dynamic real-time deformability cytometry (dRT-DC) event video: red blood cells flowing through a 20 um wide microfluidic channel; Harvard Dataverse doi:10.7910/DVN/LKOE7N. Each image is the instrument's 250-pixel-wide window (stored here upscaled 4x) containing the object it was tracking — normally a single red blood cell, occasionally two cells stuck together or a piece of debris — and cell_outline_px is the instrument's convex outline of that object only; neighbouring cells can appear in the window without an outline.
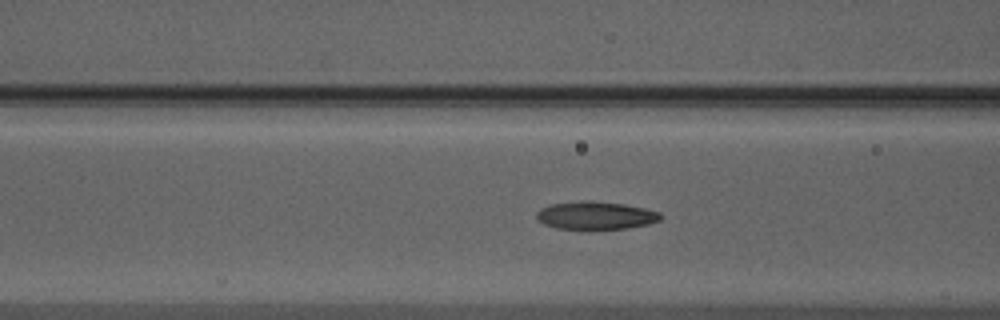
{"species": "Egyptian fruit bat (a non-hibernating species)", "species_latin": "Rousettus aegyptiacus", "temperature_condition": "warm", "stored_images_in_passage": 52, "camera_frame_rate_fps": 3000, "um_per_image_px": 0.085, "animal": {"sex": "male"}, "frame": {"image": 1, "passage_image": 20, "time_ms": 6.333, "image_size_px": [1000, 320], "cell_outline_px": [[660, 220], [648, 224], [628, 228], [588, 232], [556, 228], [544, 224], [536, 216], [536, 212], [540, 208], [552, 204], [584, 200], [592, 200], [624, 204], [644, 208], [660, 212]], "centroid_in_image_um": [50.61, 18.35], "position_along_channel_um": 116.0, "area_um2": 20.92}}
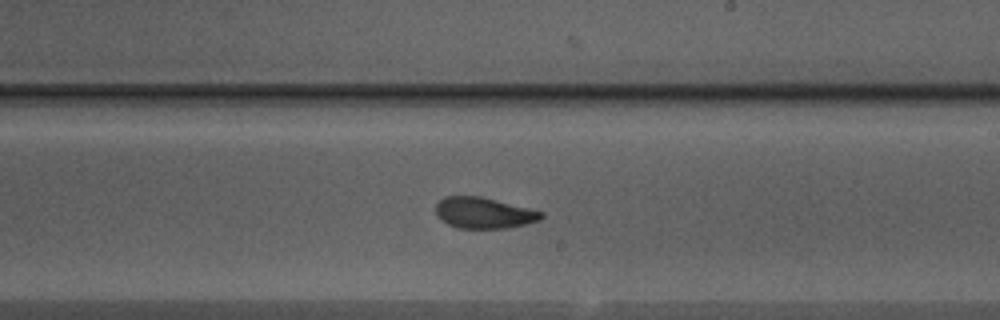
{"frame": {"image": 2, "passage_image": 30, "time_ms": 9.667, "image_size_px": [1000, 320], "cell_outline_px": [[544, 216], [540, 220], [508, 228], [456, 228], [440, 220], [436, 216], [436, 204], [444, 196], [480, 196], [544, 212]], "centroid_in_image_um": [41.09, 18.1], "position_along_channel_um": 247.9, "area_um2": 19.07}}
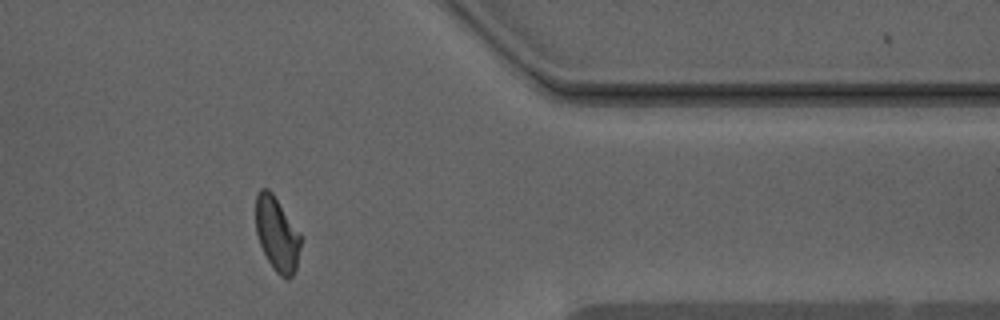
{"frame": {"image": 3, "passage_image": 42, "time_ms": 13.667, "image_size_px": [1000, 320], "cell_outline_px": [[300, 248], [296, 268], [292, 276], [288, 280], [280, 276], [272, 268], [260, 244], [256, 232], [256, 196], [260, 188], [268, 188], [272, 192], [300, 236]], "centroid_in_image_um": [23.52, 19.92], "position_along_channel_um": 387.9, "area_um2": 19.02}, "authors_computed_cell_mechanics": {"area_um2": 19.4208, "velocity_mm_per_s": 3.9598, "shape_relaxation_time_tau1_ms": 6.8619, "shape_relaxation_time_tau2_ms": 1.8833, "deformation_change_tau1": 0.1986, "deformation_change_tau2": 0.0786}}